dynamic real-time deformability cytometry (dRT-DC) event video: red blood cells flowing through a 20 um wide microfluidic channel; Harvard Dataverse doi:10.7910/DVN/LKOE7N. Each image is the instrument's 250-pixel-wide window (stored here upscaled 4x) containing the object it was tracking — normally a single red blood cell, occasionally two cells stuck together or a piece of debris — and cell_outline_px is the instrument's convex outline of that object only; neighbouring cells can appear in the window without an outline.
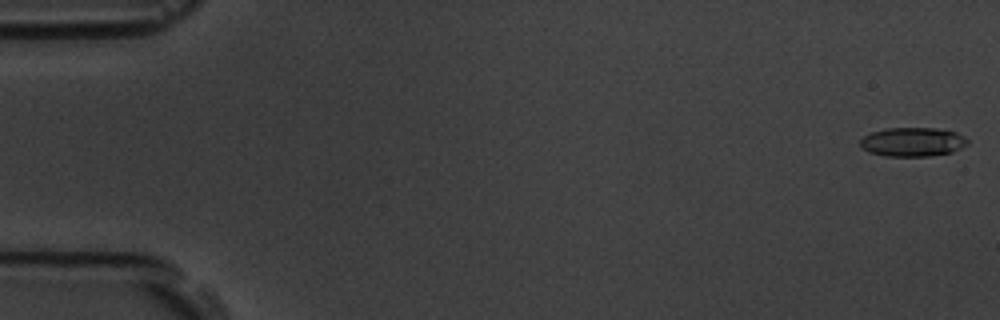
{"species": "common noctule bat (a hibernating species)", "species_latin": "Nyctalus noctula", "temperature_condition": "room temperature", "stored_images_in_passage": 54, "camera_frame_rate_fps": 3000, "um_per_image_px": 0.085, "animal": {"sex": "male", "body_mass_g": 19.5, "forearm_length_mm": 54.6}, "frame": {"image": 1, "passage_image": 1, "time_ms": 0.0, "image_size_px": [1000, 320], "cell_outline_px": [[968, 144], [952, 152], [928, 156], [888, 156], [868, 152], [860, 144], [860, 140], [864, 136], [872, 132], [884, 128], [936, 128], [956, 132], [964, 136], [968, 140]], "centroid_in_image_um": [77.58, 12.06], "position_along_channel_um": 7.4, "area_um2": 18.09}}
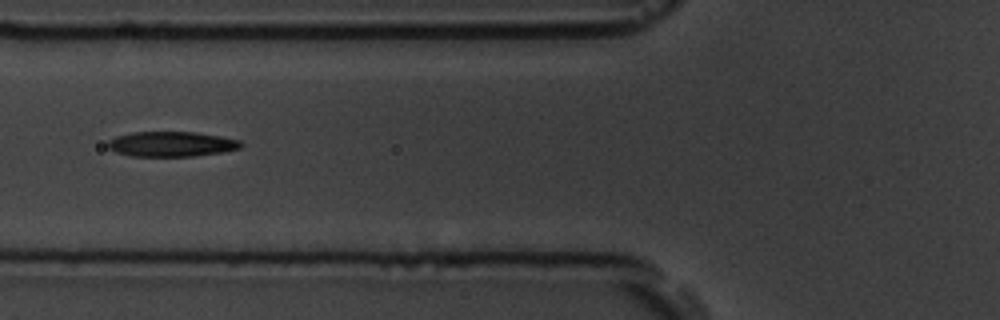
{"frame": {"image": 2, "passage_image": 21, "time_ms": 6.667, "image_size_px": [1000, 320], "cell_outline_px": [[244, 144], [240, 148], [224, 152], [196, 156], [132, 156], [116, 152], [108, 148], [108, 140], [116, 136], [132, 132], [196, 132], [220, 136], [240, 140]], "centroid_in_image_um": [14.6, 12.24], "position_along_channel_um": 111.2, "area_um2": 19.54}}
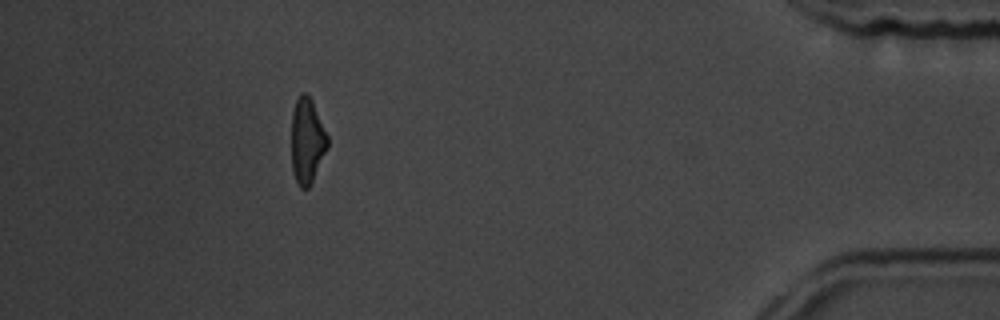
{"frame": {"image": 3, "passage_image": 49, "time_ms": 16.0, "image_size_px": [1000, 320], "cell_outline_px": [[328, 148], [308, 188], [300, 188], [292, 172], [292, 112], [296, 100], [300, 92], [304, 92], [312, 100], [328, 136]], "centroid_in_image_um": [26.1, 11.95], "position_along_channel_um": 409.1, "area_um2": 17.86}, "authors_computed_cell_mechanics": {"area_um2": 19.1896, "velocity_mm_per_s": 3.7843, "shape_relaxation_time_tau1_ms": 4.402, "shape_relaxation_time_tau2_ms": 3.6854, "deformation_change_tau1": 0.167, "deformation_change_tau2": 0.1444}}